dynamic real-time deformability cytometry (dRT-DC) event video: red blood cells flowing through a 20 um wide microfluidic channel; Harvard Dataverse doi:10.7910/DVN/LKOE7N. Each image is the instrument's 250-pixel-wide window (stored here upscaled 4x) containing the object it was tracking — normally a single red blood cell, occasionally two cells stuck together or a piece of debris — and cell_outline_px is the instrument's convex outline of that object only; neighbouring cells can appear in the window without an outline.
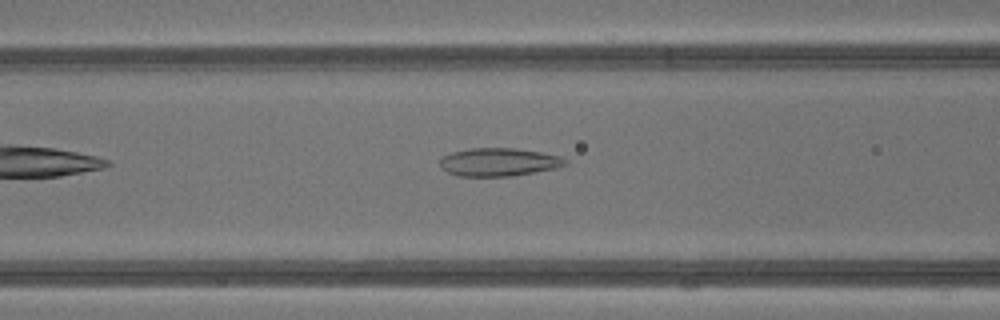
{"species": "common noctule bat (a hibernating species)", "species_latin": "Nyctalus noctula", "temperature_condition": "warm", "stored_images_in_passage": 32, "camera_frame_rate_fps": 3000, "um_per_image_px": 0.085, "animal": {"sex": "male", "body_mass_g": 13.3}, "frame": {"image": 1, "passage_image": 7, "time_ms": 2.0, "image_size_px": [1000, 320], "cell_outline_px": [[568, 164], [556, 168], [512, 176], [460, 176], [448, 172], [440, 168], [440, 160], [444, 156], [452, 152], [472, 148], [512, 148], [540, 152], [560, 156], [568, 160]], "centroid_in_image_um": [42.41, 13.78], "position_along_channel_um": 124.2, "area_um2": 20.46}}
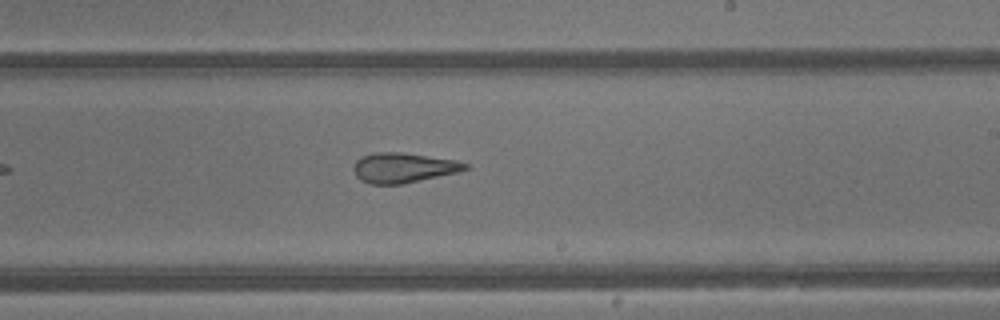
{"frame": {"image": 2, "passage_image": 15, "time_ms": 4.667, "image_size_px": [1000, 320], "cell_outline_px": [[472, 168], [456, 172], [404, 184], [372, 184], [360, 180], [356, 176], [352, 168], [356, 160], [360, 156], [376, 152], [404, 152], [456, 160], [468, 164]], "centroid_in_image_um": [34.27, 14.25], "position_along_channel_um": 254.7, "area_um2": 19.65}}
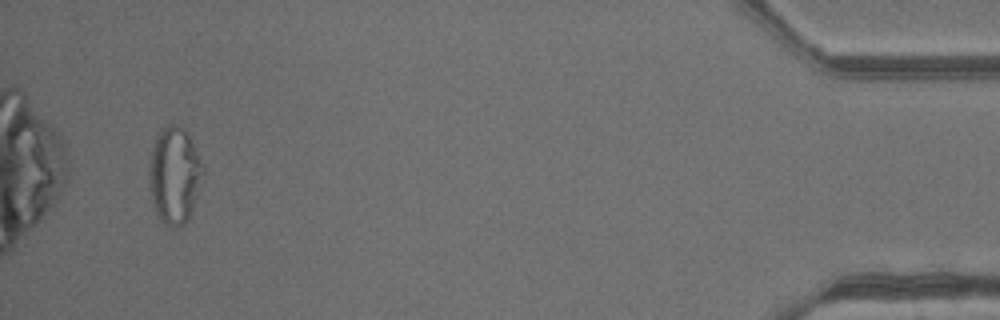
{"frame": {"image": 3, "passage_image": 30, "time_ms": 9.667, "image_size_px": [1000, 320], "cell_outline_px": [[204, 172], [188, 216], [184, 224], [168, 224], [156, 212], [152, 200], [148, 172], [152, 148], [160, 132], [168, 124], [176, 124], [184, 128], [188, 132], [204, 164]], "centroid_in_image_um": [14.84, 14.79], "position_along_channel_um": 420.4, "area_um2": 29.48}, "authors_computed_cell_mechanics": {"area_um2": 21.5883, "velocity_mm_per_s": 4.9059, "shape_relaxation_time_tau1_ms": null, "shape_relaxation_time_tau2_ms": 2.1742, "deformation_change_tau1": null, "deformation_change_tau2": 0.1381}}